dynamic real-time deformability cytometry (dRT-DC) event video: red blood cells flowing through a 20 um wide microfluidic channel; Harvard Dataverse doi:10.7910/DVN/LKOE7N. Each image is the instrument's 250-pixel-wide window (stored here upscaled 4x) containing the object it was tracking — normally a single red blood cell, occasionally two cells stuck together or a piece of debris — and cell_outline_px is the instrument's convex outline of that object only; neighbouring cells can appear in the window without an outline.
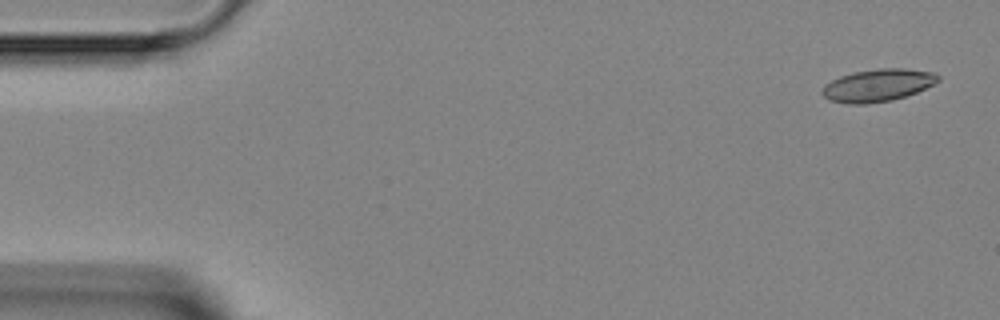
{"species": "Egyptian fruit bat (a non-hibernating species)", "species_latin": "Rousettus aegyptiacus", "temperature_condition": "room temperature", "stored_images_in_passage": 5, "segment_of_instrument_passage": [1, 2], "camera_frame_rate_fps": 3000, "um_per_image_px": 0.085, "animal": {"sex": "female"}, "frame": {"image": 1, "passage_image": 1, "time_ms": 0.0, "image_size_px": [1000, 320], "cell_outline_px": [[940, 80], [916, 92], [892, 100], [864, 104], [848, 104], [828, 100], [820, 92], [824, 84], [840, 76], [852, 72], [880, 68], [904, 68], [936, 72], [940, 76]], "centroid_in_image_um": [74.58, 7.24], "position_along_channel_um": 10.4, "area_um2": 22.02}}
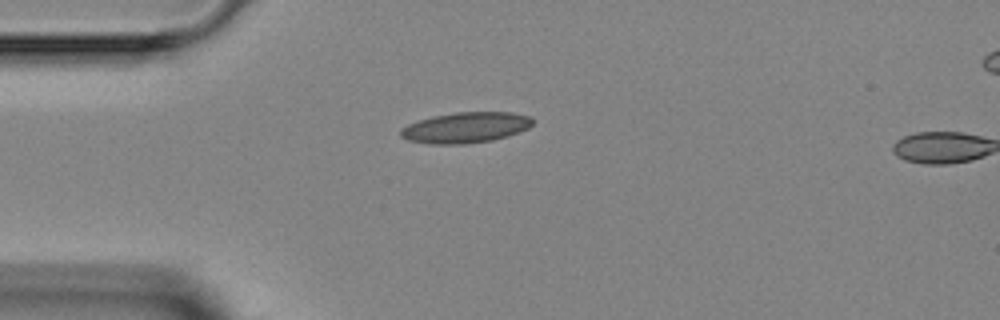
{"frame": {"image": 2, "passage_image": 4, "time_ms": 3.333, "image_size_px": [1000, 320], "cell_outline_px": [[532, 124], [528, 128], [520, 132], [508, 136], [492, 140], [464, 144], [428, 144], [408, 140], [400, 136], [400, 128], [408, 124], [432, 116], [456, 112], [512, 112], [532, 116]], "centroid_in_image_um": [39.58, 10.84], "position_along_channel_um": 45.4, "area_um2": 23.76}}